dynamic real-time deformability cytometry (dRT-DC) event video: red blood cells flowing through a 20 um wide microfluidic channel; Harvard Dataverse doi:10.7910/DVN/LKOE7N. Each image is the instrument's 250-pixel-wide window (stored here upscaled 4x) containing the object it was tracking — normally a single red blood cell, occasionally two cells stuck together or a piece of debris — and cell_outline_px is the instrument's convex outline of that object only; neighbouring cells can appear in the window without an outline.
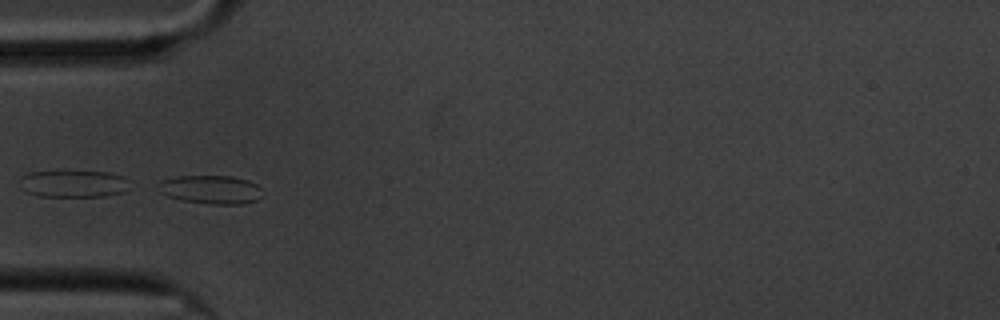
{"species": "common noctule bat (a hibernating species)", "species_latin": "Nyctalus noctula", "temperature_condition": "cold", "stored_images_in_passage": 41, "camera_frame_rate_fps": 3000, "um_per_image_px": 0.085, "animal": {"sex": "male", "body_mass_g": 20.1, "forearm_length_mm": 53.5}, "frame": {"image": 1, "passage_image": 1, "time_ms": 0.0, "image_size_px": [1000, 320], "cell_outline_px": [[264, 196], [256, 200], [244, 204], [208, 204], [180, 200], [168, 196], [160, 192], [152, 184], [160, 180], [176, 176], [232, 176], [248, 180], [256, 184], [260, 188]], "centroid_in_image_um": [17.87, 16.11], "position_along_channel_um": 67.1, "area_um2": 17.8}}
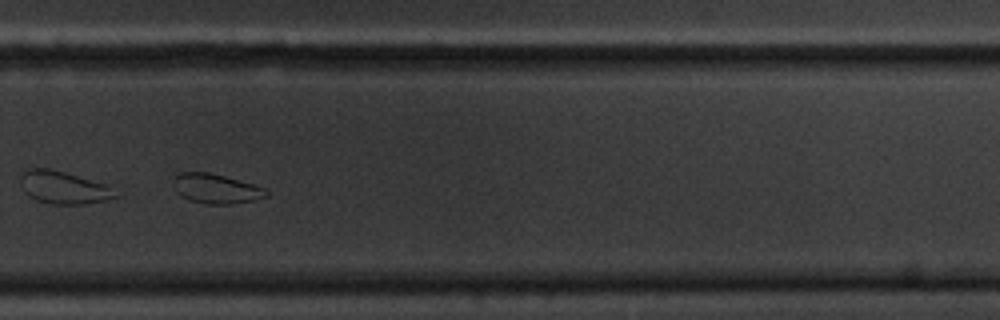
{"frame": {"image": 2, "passage_image": 23, "time_ms": 7.333, "image_size_px": [1000, 320], "cell_outline_px": [[268, 196], [252, 200], [228, 204], [208, 204], [188, 200], [180, 196], [176, 192], [172, 180], [180, 172], [208, 172], [256, 184], [264, 188], [268, 192]], "centroid_in_image_um": [18.34, 16.03], "position_along_channel_um": 311.5, "area_um2": 16.07}}
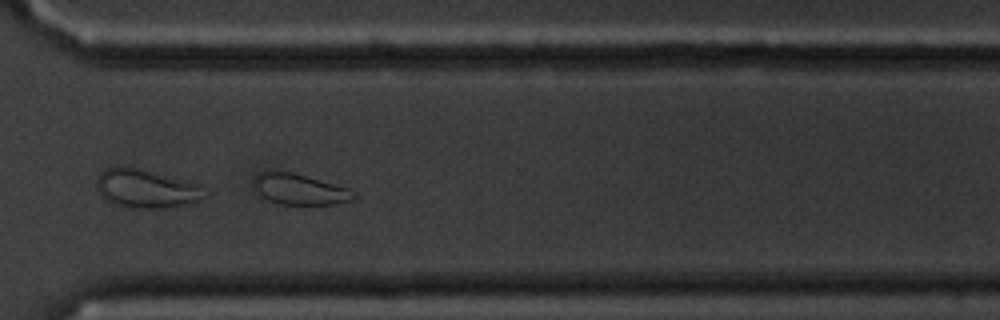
{"frame": {"image": 3, "passage_image": 26, "time_ms": 8.333, "image_size_px": [1000, 320], "cell_outline_px": [[356, 196], [352, 200], [332, 204], [280, 204], [264, 196], [252, 184], [252, 180], [260, 172], [292, 172], [348, 188], [356, 192]], "centroid_in_image_um": [25.51, 16.09], "position_along_channel_um": 345.1, "area_um2": 17.4}, "authors_computed_cell_mechanics": {"area_um2": 17.3978, "velocity_mm_per_s": 3.3393, "shape_relaxation_time_tau1_ms": 3.5732, "shape_relaxation_time_tau2_ms": 4.6086, "deformation_change_tau1": 0.0469, "deformation_change_tau2": 0.0905}}